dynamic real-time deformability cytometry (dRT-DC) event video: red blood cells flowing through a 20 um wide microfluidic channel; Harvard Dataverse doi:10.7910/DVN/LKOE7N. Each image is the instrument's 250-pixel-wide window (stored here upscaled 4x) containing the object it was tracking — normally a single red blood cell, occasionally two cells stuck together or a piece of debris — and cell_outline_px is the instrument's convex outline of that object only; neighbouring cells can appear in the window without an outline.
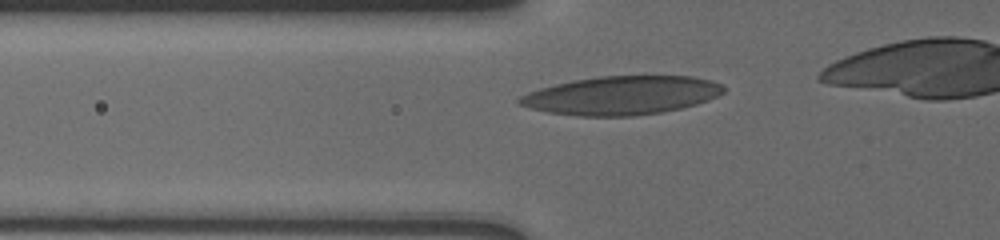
{"species": "human", "species_latin": "Homo sapiens", "temperature_condition": "cold", "stored_images_in_passage": 8, "camera_frame_rate_fps": 3000, "um_per_image_px": 0.085, "donor": {"sex": "male"}, "frame": {"image": 1, "passage_image": 2, "time_ms": 0.667, "image_size_px": [1000, 240], "cell_outline_px": [[724, 92], [708, 100], [696, 104], [664, 112], [632, 116], [576, 116], [548, 112], [532, 108], [520, 104], [516, 100], [520, 96], [528, 92], [540, 88], [572, 80], [596, 76], [692, 76], [712, 80], [724, 84]], "centroid_in_image_um": [52.85, 8.1], "position_along_channel_um": 73.0, "area_um2": 46.01}}
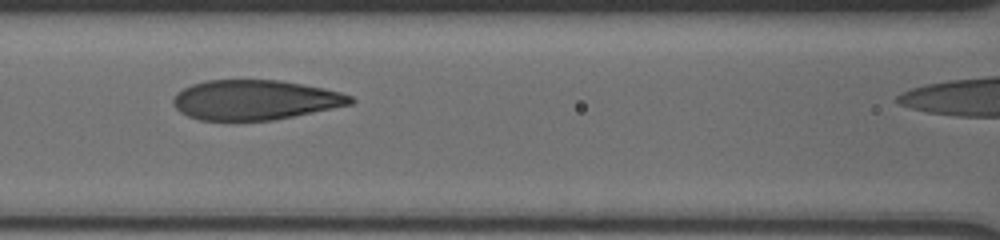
{"frame": {"image": 2, "passage_image": 4, "time_ms": 2.667, "image_size_px": [1000, 240], "cell_outline_px": [[356, 100], [352, 104], [272, 120], [200, 120], [188, 116], [180, 112], [172, 104], [172, 96], [176, 92], [192, 84], [204, 80], [280, 80], [324, 88], [340, 92], [352, 96]], "centroid_in_image_um": [21.64, 8.48], "position_along_channel_um": 145.0, "area_um2": 41.15}}
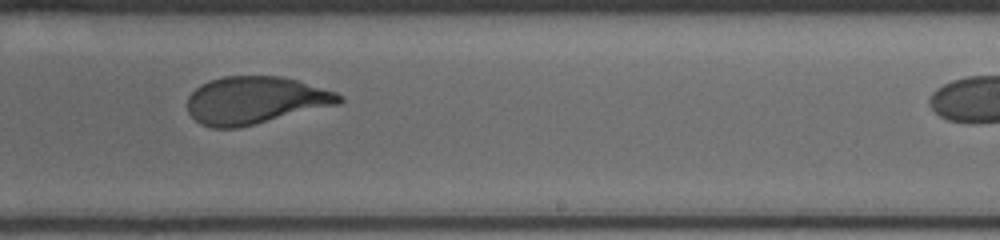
{"frame": {"image": 3, "passage_image": 7, "time_ms": 6.0, "image_size_px": [1000, 240], "cell_outline_px": [[344, 100], [340, 104], [236, 128], [212, 128], [200, 124], [188, 112], [188, 96], [200, 84], [224, 76], [284, 76], [336, 92]], "centroid_in_image_um": [21.69, 8.52], "position_along_channel_um": 267.3, "area_um2": 41.73}}